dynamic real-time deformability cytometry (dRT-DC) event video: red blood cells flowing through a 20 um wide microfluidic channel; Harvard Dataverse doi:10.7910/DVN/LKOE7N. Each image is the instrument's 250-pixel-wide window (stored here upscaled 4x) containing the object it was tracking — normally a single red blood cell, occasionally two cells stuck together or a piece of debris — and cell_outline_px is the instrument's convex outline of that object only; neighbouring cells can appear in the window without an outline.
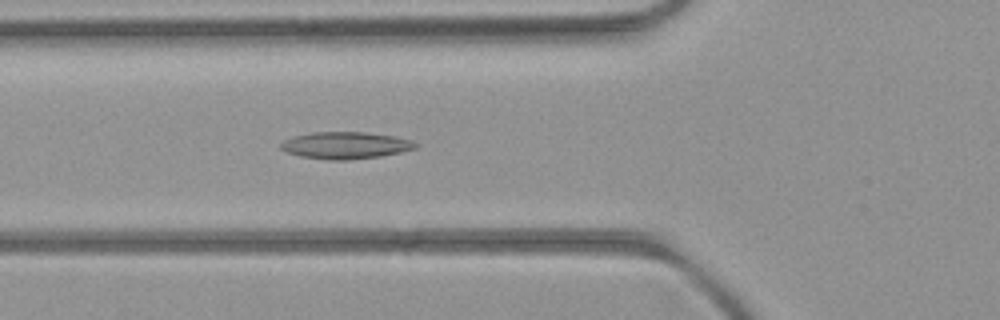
{"species": "common noctule bat (a hibernating species)", "species_latin": "Nyctalus noctula", "temperature_condition": "room temperature", "stored_images_in_passage": 37, "camera_frame_rate_fps": 3000, "um_per_image_px": 0.085, "animal": {"sex": "female", "body_mass_g": 21.9}, "frame": {"image": 1, "passage_image": 7, "time_ms": 2.0, "image_size_px": [1000, 320], "cell_outline_px": [[420, 144], [416, 148], [400, 152], [380, 156], [348, 160], [328, 160], [300, 156], [288, 152], [280, 148], [280, 144], [284, 140], [292, 136], [312, 132], [368, 132], [396, 136], [412, 140]], "centroid_in_image_um": [29.39, 12.34], "position_along_channel_um": 96.4, "area_um2": 21.33}}
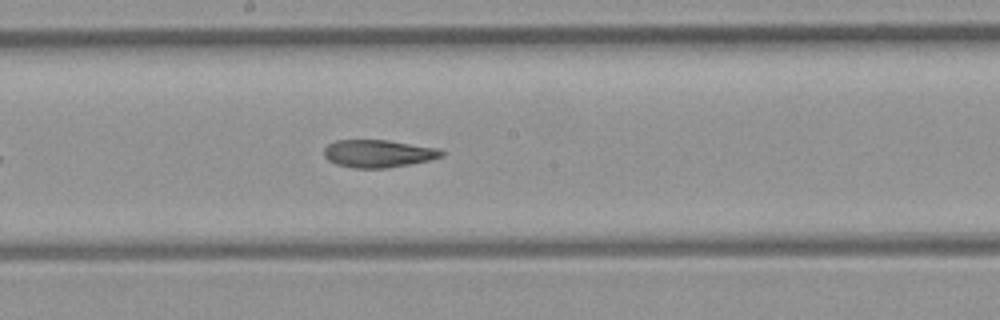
{"frame": {"image": 2, "passage_image": 16, "time_ms": 5.0, "image_size_px": [1000, 320], "cell_outline_px": [[444, 156], [428, 160], [388, 168], [352, 168], [336, 164], [328, 160], [324, 156], [324, 148], [328, 144], [336, 140], [388, 140], [440, 148], [444, 152]], "centroid_in_image_um": [32.15, 13.05], "position_along_channel_um": 216.1, "area_um2": 19.02}}
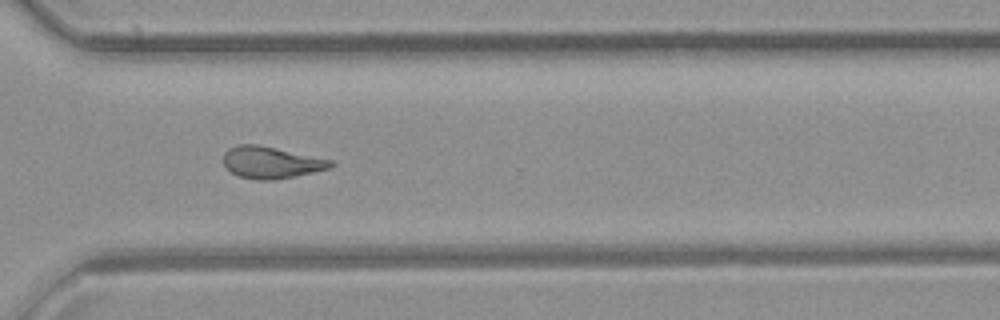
{"frame": {"image": 3, "passage_image": 26, "time_ms": 8.333, "image_size_px": [1000, 320], "cell_outline_px": [[336, 164], [328, 168], [312, 172], [272, 180], [260, 180], [236, 176], [224, 168], [224, 152], [228, 148], [236, 144], [256, 144], [336, 160]], "centroid_in_image_um": [23.02, 13.8], "position_along_channel_um": 347.6, "area_um2": 20.06}, "authors_computed_cell_mechanics": {"area_um2": 19.5942, "velocity_mm_per_s": 3.9597, "shape_relaxation_time_tau1_ms": null, "shape_relaxation_time_tau2_ms": 5.9941, "deformation_change_tau1": null, "deformation_change_tau2": 0.173}}